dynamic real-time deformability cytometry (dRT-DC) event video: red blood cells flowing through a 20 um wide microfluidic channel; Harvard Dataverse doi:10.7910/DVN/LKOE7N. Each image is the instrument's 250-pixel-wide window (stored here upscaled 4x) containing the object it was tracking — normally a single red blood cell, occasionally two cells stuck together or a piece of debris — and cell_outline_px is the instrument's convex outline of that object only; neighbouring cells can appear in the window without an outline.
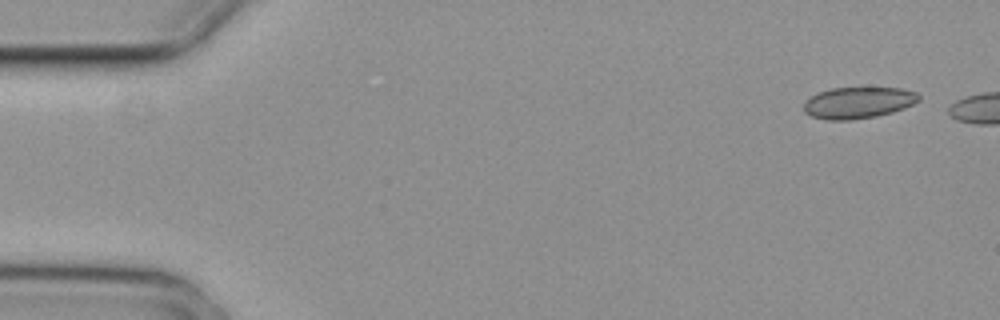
{"species": "common noctule bat (a hibernating species)", "species_latin": "Nyctalus noctula", "temperature_condition": "cold", "stored_images_in_passage": 3, "camera_frame_rate_fps": 3000, "um_per_image_px": 0.085, "animal": {"sex": "female", "body_mass_g": 29.2, "forearm_length_mm": 56.3}, "frame": {"image": 1, "passage_image": 1, "time_ms": 0.0, "image_size_px": [1000, 320], "cell_outline_px": [[920, 100], [904, 108], [892, 112], [876, 116], [852, 120], [828, 120], [812, 116], [804, 112], [804, 100], [820, 92], [832, 88], [900, 88], [916, 92], [920, 96]], "centroid_in_image_um": [72.94, 8.73], "position_along_channel_um": 12.1, "area_um2": 20.98}}